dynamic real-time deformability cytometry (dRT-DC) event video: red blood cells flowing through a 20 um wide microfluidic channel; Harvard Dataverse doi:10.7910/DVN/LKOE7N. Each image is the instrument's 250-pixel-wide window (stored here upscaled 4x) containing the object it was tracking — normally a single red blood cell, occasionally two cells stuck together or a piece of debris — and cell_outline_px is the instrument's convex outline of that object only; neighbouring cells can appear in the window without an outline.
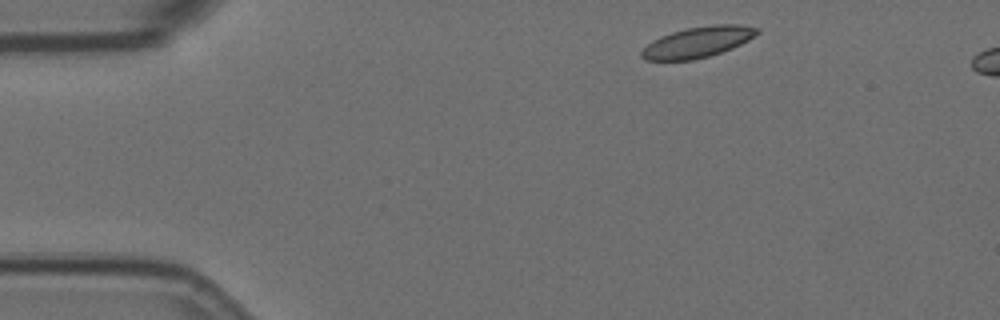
{"species": "Egyptian fruit bat (a non-hibernating species)", "species_latin": "Rousettus aegyptiacus", "temperature_condition": "room temperature", "stored_images_in_passage": 7, "camera_frame_rate_fps": 3000, "um_per_image_px": 0.085, "animal": {"sex": "female"}, "frame": {"image": 1, "passage_image": 1, "time_ms": 0.0, "image_size_px": [1000, 320], "cell_outline_px": [[760, 32], [756, 36], [732, 48], [708, 56], [692, 60], [644, 60], [640, 56], [640, 52], [652, 40], [660, 36], [672, 32], [688, 28], [712, 24], [740, 24], [760, 28]], "centroid_in_image_um": [59.32, 3.57], "position_along_channel_um": 25.7, "area_um2": 20.75}}
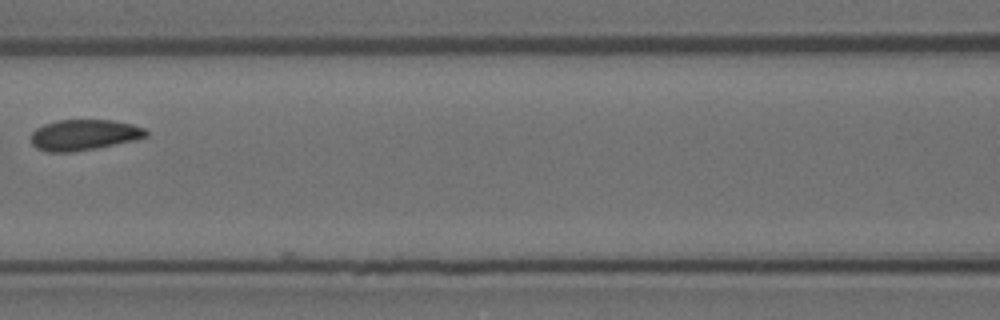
{"frame": {"image": 2, "passage_image": 5, "time_ms": 1.333, "image_size_px": [1000, 320], "cell_outline_px": [[148, 136], [136, 140], [96, 148], [72, 152], [48, 152], [36, 148], [32, 144], [32, 132], [36, 128], [44, 124], [56, 120], [112, 120], [132, 124], [144, 128], [148, 132]], "centroid_in_image_um": [7.15, 11.46], "position_along_channel_um": 159.5, "area_um2": 20.69}}
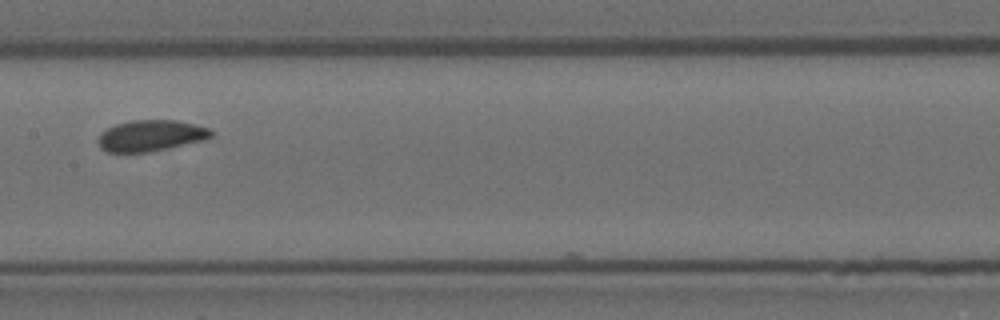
{"frame": {"image": 3, "passage_image": 6, "time_ms": 1.667, "image_size_px": [1000, 320], "cell_outline_px": [[212, 136], [204, 140], [168, 148], [148, 152], [108, 152], [100, 148], [96, 140], [108, 128], [116, 124], [132, 120], [176, 120], [208, 128], [212, 132]], "centroid_in_image_um": [12.8, 11.53], "position_along_channel_um": 194.6, "area_um2": 20.29}}